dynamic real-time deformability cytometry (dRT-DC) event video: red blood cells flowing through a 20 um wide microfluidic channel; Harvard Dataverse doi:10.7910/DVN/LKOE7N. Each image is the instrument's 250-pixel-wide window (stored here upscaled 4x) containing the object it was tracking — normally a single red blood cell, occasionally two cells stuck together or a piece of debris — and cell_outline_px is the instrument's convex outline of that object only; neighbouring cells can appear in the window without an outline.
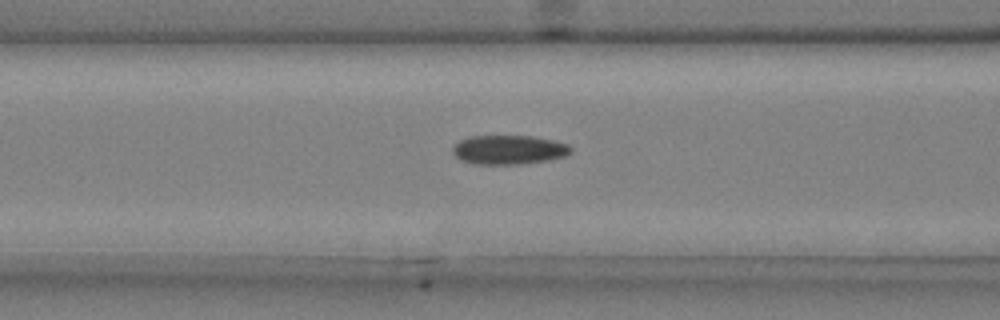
{"species": "common noctule bat (a hibernating species)", "species_latin": "Nyctalus noctula", "temperature_condition": "cold", "stored_images_in_passage": 50, "camera_frame_rate_fps": 3000, "um_per_image_px": 0.085, "animal": {"sex": "male", "body_mass_g": 20.4}, "frame": {"image": 1, "passage_image": 21, "time_ms": 6.667, "image_size_px": [1000, 320], "cell_outline_px": [[572, 152], [564, 156], [548, 160], [520, 164], [472, 164], [460, 160], [452, 152], [452, 148], [460, 140], [468, 136], [532, 136], [552, 140], [568, 144], [572, 148]], "centroid_in_image_um": [43.23, 12.73], "position_along_channel_um": 123.4, "area_um2": 20.11}}
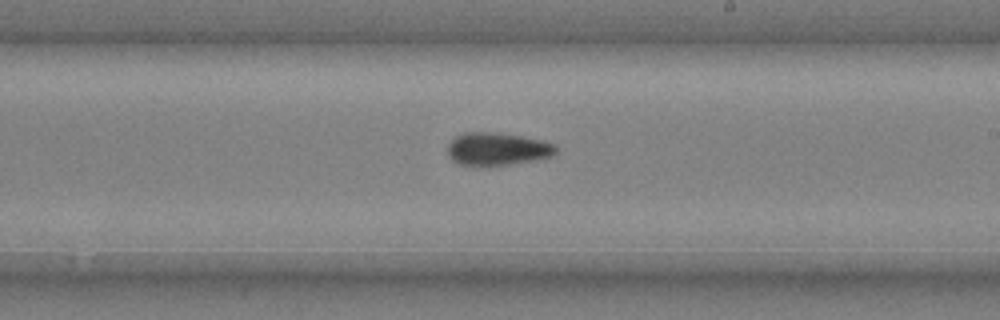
{"frame": {"image": 2, "passage_image": 31, "time_ms": 10.0, "image_size_px": [1000, 320], "cell_outline_px": [[556, 152], [552, 156], [536, 160], [480, 168], [476, 168], [460, 164], [452, 160], [448, 156], [448, 144], [456, 136], [464, 132], [496, 132], [544, 140], [556, 144]], "centroid_in_image_um": [42.25, 12.68], "position_along_channel_um": 246.8, "area_um2": 21.21}}
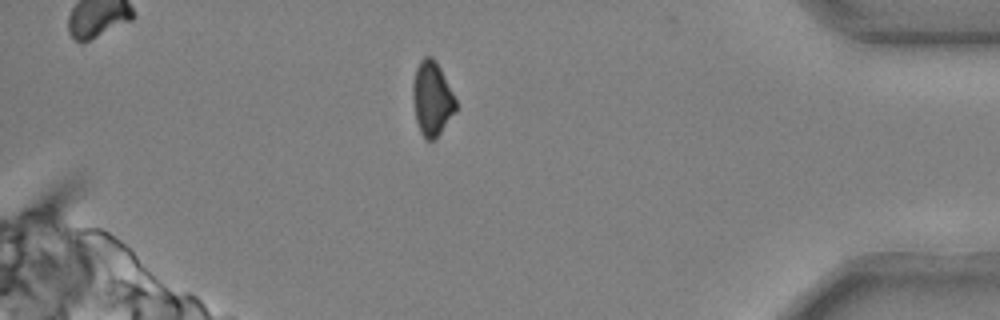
{"frame": {"image": 3, "passage_image": 46, "time_ms": 15.0, "image_size_px": [1000, 320], "cell_outline_px": [[456, 112], [440, 132], [432, 140], [428, 140], [420, 132], [416, 120], [412, 100], [412, 84], [416, 68], [420, 60], [424, 56], [432, 56], [436, 60], [456, 100]], "centroid_in_image_um": [36.7, 8.35], "position_along_channel_um": 398.5, "area_um2": 18.5}, "authors_computed_cell_mechanics": {"area_um2": 20.0277, "velocity_mm_per_s": 3.7082, "shape_relaxation_time_tau1_ms": 10.6027, "shape_relaxation_time_tau2_ms": null, "deformation_change_tau1": 0.1907, "deformation_change_tau2": null}}